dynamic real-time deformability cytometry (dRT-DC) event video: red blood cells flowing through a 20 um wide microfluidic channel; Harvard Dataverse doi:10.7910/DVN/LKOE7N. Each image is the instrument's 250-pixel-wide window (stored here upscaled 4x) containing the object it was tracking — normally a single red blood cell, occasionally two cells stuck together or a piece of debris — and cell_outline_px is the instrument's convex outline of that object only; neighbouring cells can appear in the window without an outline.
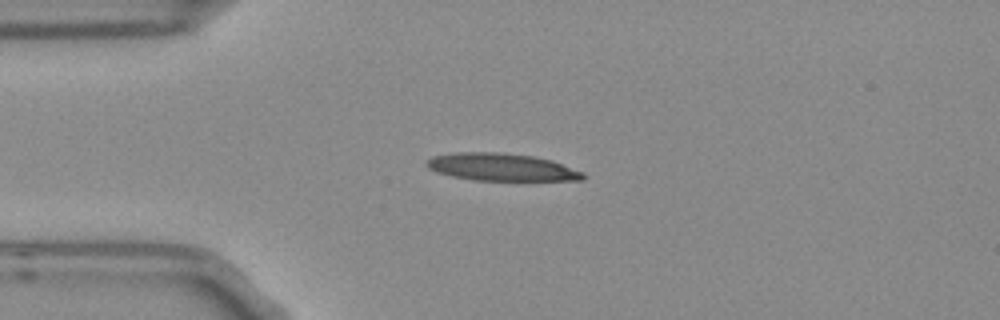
{"species": "Egyptian fruit bat (a non-hibernating species)", "species_latin": "Rousettus aegyptiacus", "temperature_condition": "room temperature", "stored_images_in_passage": 7, "camera_frame_rate_fps": 3000, "um_per_image_px": 0.085, "frame": {"image": 1, "passage_image": 2, "time_ms": 0.333, "image_size_px": [1000, 320], "cell_outline_px": [[584, 180], [476, 180], [452, 176], [436, 172], [428, 168], [424, 164], [424, 160], [432, 156], [456, 152], [500, 152], [532, 156], [552, 160], [584, 172]], "centroid_in_image_um": [42.58, 14.19], "position_along_channel_um": 42.4, "area_um2": 25.09}}
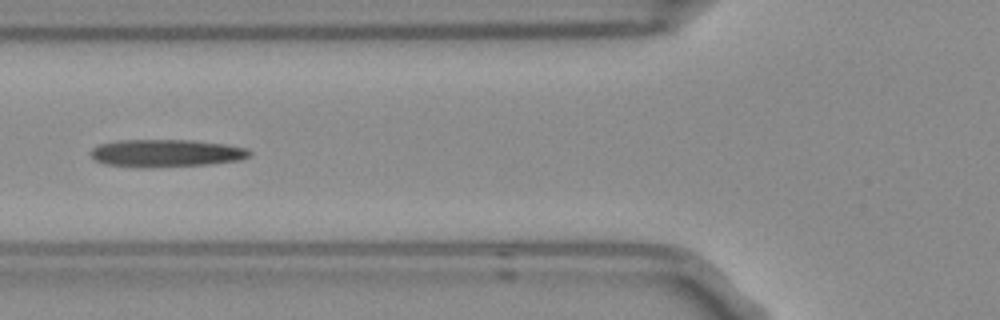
{"frame": {"image": 2, "passage_image": 4, "time_ms": 1.0, "image_size_px": [1000, 320], "cell_outline_px": [[252, 156], [240, 160], [208, 164], [152, 168], [140, 168], [104, 164], [92, 160], [88, 152], [92, 148], [100, 144], [120, 140], [188, 140], [224, 144], [248, 148], [252, 152]], "centroid_in_image_um": [14.08, 13.03], "position_along_channel_um": 111.7, "area_um2": 25.95}}
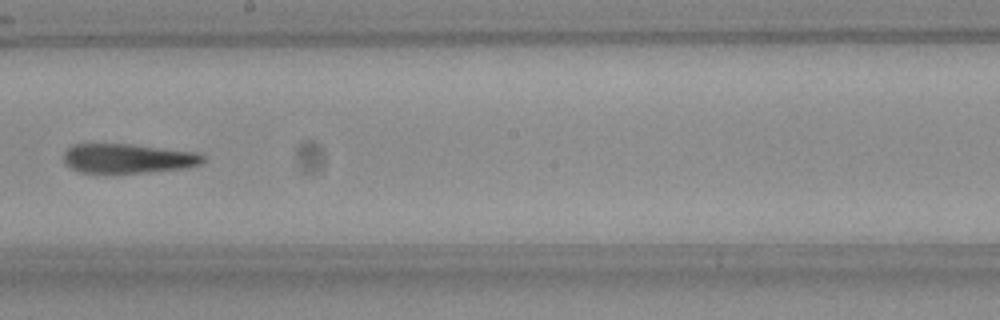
{"frame": {"image": 3, "passage_image": 7, "time_ms": 2.0, "image_size_px": [1000, 320], "cell_outline_px": [[204, 160], [200, 164], [180, 168], [148, 172], [80, 172], [64, 164], [64, 152], [72, 144], [132, 144], [196, 152], [204, 156]], "centroid_in_image_um": [10.84, 13.45], "position_along_channel_um": 237.4, "area_um2": 23.58}}